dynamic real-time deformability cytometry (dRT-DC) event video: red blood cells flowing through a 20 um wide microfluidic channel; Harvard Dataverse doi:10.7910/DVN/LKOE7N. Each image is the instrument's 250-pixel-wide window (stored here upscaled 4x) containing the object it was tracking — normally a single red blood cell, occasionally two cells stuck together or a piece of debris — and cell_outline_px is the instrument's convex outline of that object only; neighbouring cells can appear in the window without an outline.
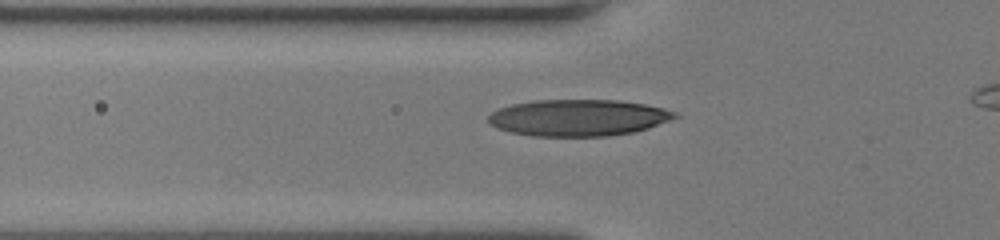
{"species": "human", "species_latin": "Homo sapiens", "temperature_condition": "room temperature", "stored_images_in_passage": 39, "camera_frame_rate_fps": 3000, "um_per_image_px": 0.085, "donor": {"sex": "female"}, "frame": {"image": 1, "passage_image": 11, "time_ms": 3.333, "image_size_px": [1000, 240], "cell_outline_px": [[680, 116], [648, 128], [632, 132], [608, 136], [532, 136], [508, 132], [496, 128], [488, 124], [488, 116], [492, 112], [500, 108], [512, 104], [532, 100], [616, 100], [644, 104], [676, 112]], "centroid_in_image_um": [49.1, 10.01], "position_along_channel_um": 76.7, "area_um2": 39.77}}
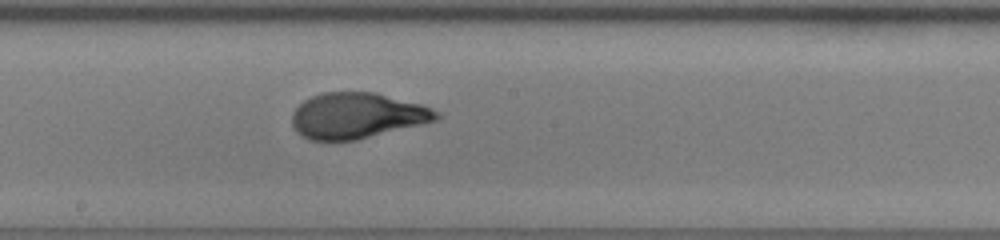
{"frame": {"image": 2, "passage_image": 21, "time_ms": 6.667, "image_size_px": [1000, 240], "cell_outline_px": [[440, 116], [436, 120], [356, 140], [308, 140], [300, 136], [296, 132], [292, 124], [292, 112], [304, 100], [312, 96], [324, 92], [376, 92], [420, 104], [432, 108], [440, 112]], "centroid_in_image_um": [30.31, 9.83], "position_along_channel_um": 217.9, "area_um2": 38.38}}
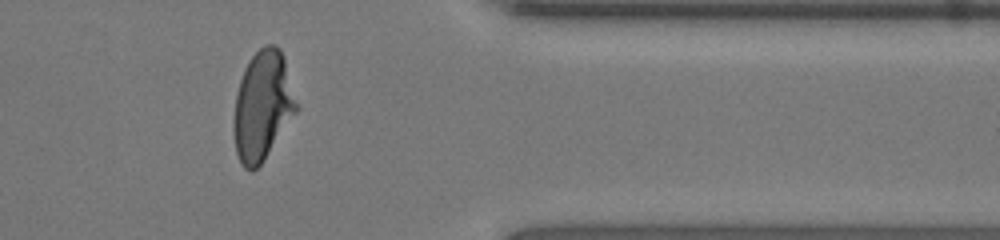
{"frame": {"image": 3, "passage_image": 34, "time_ms": 11.0, "image_size_px": [1000, 240], "cell_outline_px": [[300, 108], [264, 160], [252, 172], [244, 168], [240, 164], [236, 152], [232, 132], [232, 120], [236, 92], [244, 68], [248, 60], [264, 44], [276, 44], [280, 48], [284, 56]], "centroid_in_image_um": [22.32, 8.99], "position_along_channel_um": 389.1, "area_um2": 40.86}, "authors_computed_cell_mechanics": {"area_um2": 38.6682, "velocity_mm_per_s": 4.2431, "shape_relaxation_time_tau1_ms": 3.5143, "shape_relaxation_time_tau2_ms": null, "deformation_change_tau1": 0.2094, "deformation_change_tau2": null}}